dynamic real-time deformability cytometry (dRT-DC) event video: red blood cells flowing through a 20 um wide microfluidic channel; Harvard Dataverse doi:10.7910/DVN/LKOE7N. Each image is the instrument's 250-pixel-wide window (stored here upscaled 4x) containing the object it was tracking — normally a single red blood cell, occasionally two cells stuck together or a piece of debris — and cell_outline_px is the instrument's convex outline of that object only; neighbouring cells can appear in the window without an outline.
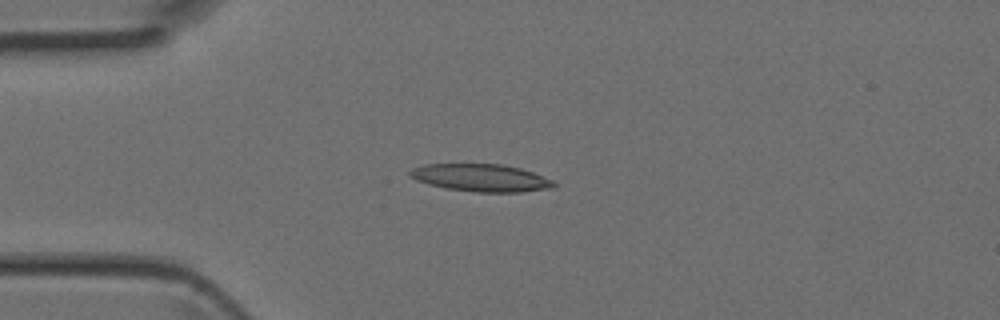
{"species": "Egyptian fruit bat (a non-hibernating species)", "species_latin": "Rousettus aegyptiacus", "temperature_condition": "room temperature", "stored_images_in_passage": 1, "camera_frame_rate_fps": 3000, "um_per_image_px": 0.085, "animal": {"sex": "female"}, "frame": {"image": 1, "passage_image": 1, "time_ms": 0.0, "image_size_px": [1000, 320], "cell_outline_px": [[556, 184], [552, 188], [520, 192], [476, 192], [448, 188], [428, 184], [416, 180], [408, 176], [408, 172], [412, 168], [424, 164], [504, 164], [520, 168], [532, 172], [552, 180]], "centroid_in_image_um": [40.85, 15.1], "position_along_channel_um": 44.1, "area_um2": 23.0}}